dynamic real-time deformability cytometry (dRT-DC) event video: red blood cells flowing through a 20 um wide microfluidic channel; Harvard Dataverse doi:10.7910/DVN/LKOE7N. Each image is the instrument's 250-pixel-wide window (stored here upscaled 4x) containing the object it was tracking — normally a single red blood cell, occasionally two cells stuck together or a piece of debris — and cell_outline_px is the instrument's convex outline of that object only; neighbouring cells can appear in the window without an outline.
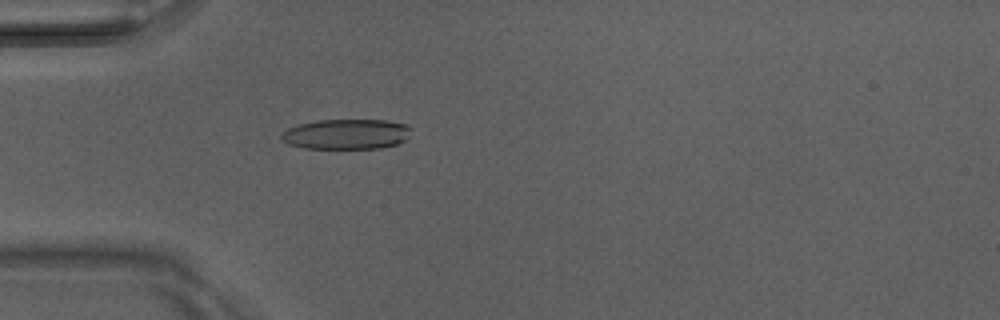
{"species": "Egyptian fruit bat (a non-hibernating species)", "species_latin": "Rousettus aegyptiacus", "temperature_condition": "room temperature", "stored_images_in_passage": 10, "camera_frame_rate_fps": 3000, "um_per_image_px": 0.085, "animal": {"sex": "male"}, "frame": {"image": 1, "passage_image": 8, "time_ms": 2.333, "image_size_px": [1000, 320], "cell_outline_px": [[412, 128], [408, 140], [396, 144], [380, 148], [304, 148], [288, 144], [280, 140], [280, 132], [288, 128], [300, 124], [316, 120], [384, 120], [408, 124]], "centroid_in_image_um": [29.45, 11.4], "position_along_channel_um": 55.5, "area_um2": 23.12}}